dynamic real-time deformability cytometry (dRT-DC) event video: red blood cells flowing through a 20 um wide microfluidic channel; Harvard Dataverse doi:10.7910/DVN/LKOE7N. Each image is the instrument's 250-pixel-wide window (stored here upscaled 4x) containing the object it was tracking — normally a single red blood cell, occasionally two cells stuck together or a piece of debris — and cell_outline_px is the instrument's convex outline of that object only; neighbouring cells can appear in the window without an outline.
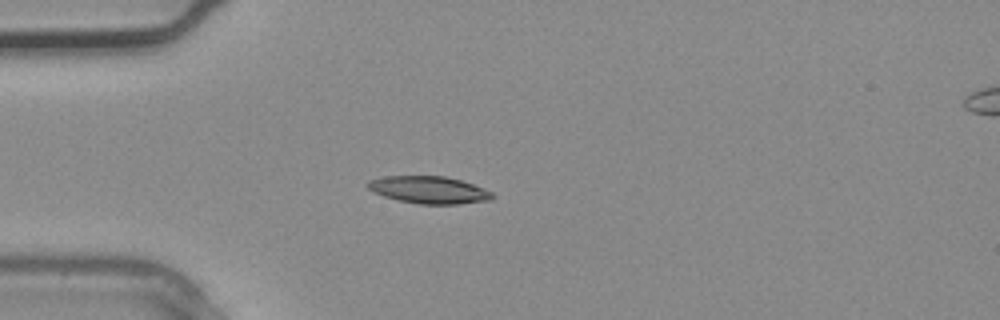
{"species": "common noctule bat (a hibernating species)", "species_latin": "Nyctalus noctula", "temperature_condition": "warm", "stored_images_in_passage": 2, "camera_frame_rate_fps": 3000, "um_per_image_px": 0.085, "animal": {"sex": "male", "body_mass_g": 20.4}, "frame": {"image": 1, "passage_image": 2, "time_ms": 0.333, "image_size_px": [1000, 320], "cell_outline_px": [[496, 196], [492, 200], [456, 204], [420, 204], [400, 200], [384, 196], [372, 192], [368, 188], [368, 180], [384, 176], [444, 176], [460, 180], [472, 184], [492, 192]], "centroid_in_image_um": [36.47, 16.14], "position_along_channel_um": 48.5, "area_um2": 19.71}}